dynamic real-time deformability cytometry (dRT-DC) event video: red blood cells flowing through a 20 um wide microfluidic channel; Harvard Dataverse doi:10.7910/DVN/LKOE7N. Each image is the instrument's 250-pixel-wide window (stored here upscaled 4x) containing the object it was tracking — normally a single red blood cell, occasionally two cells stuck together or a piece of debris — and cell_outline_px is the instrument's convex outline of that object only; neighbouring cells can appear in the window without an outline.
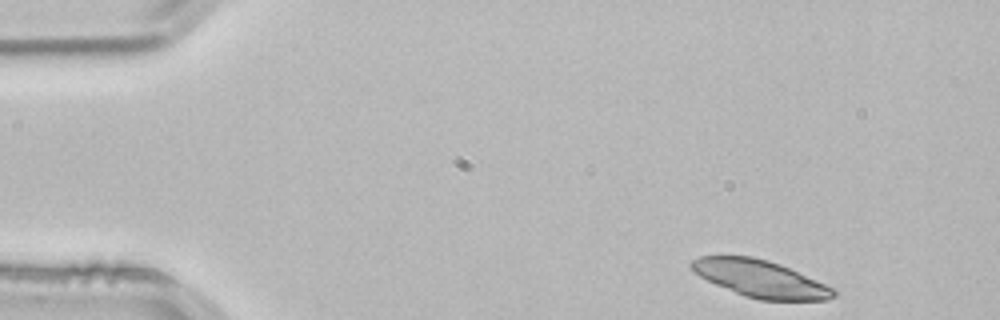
{"species": "common noctule bat (a hibernating species)", "species_latin": "Nyctalus noctula", "temperature_condition": "room temperature", "stored_images_in_passage": 48, "camera_frame_rate_fps": 3000, "um_per_image_px": 0.085, "animal": {"sex": "male", "body_mass_g": 21.5, "forearm_length_mm": 52.0}, "frame": {"image": 1, "passage_image": 1, "time_ms": 0.0, "image_size_px": [1000, 320], "cell_outline_px": [[836, 296], [828, 300], [760, 300], [744, 296], [716, 284], [700, 276], [688, 264], [692, 260], [700, 256], [752, 256], [768, 260], [780, 264], [824, 284], [832, 288], [836, 292]], "centroid_in_image_um": [64.62, 23.69], "position_along_channel_um": 20.4, "area_um2": 30.29}}